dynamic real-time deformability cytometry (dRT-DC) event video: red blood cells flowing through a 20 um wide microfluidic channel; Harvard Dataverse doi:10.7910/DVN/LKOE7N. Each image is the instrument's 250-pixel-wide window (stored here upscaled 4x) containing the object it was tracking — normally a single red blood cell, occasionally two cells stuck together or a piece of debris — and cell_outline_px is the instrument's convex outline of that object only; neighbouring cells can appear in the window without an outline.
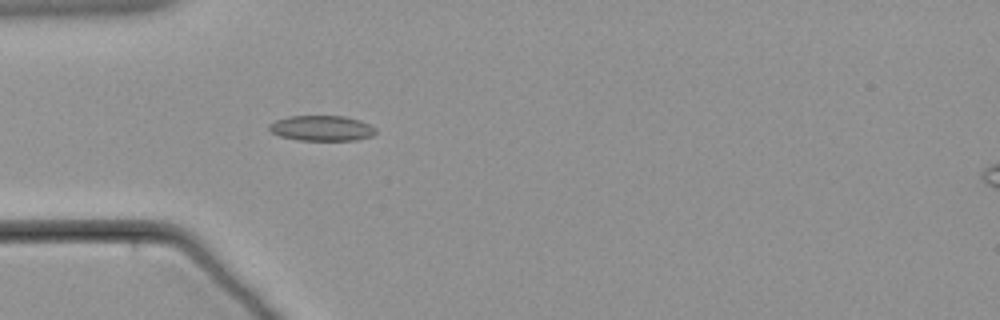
{"species": "common noctule bat (a hibernating species)", "species_latin": "Nyctalus noctula", "temperature_condition": "warm", "stored_images_in_passage": 16, "camera_frame_rate_fps": 3000, "um_per_image_px": 0.085, "animal": {"sex": "male", "body_mass_g": 21.5, "forearm_length_mm": 52.0}, "frame": {"image": 1, "passage_image": 1, "time_ms": 0.0, "image_size_px": [1000, 320], "cell_outline_px": [[376, 132], [372, 136], [356, 140], [300, 140], [280, 136], [272, 132], [268, 128], [268, 124], [276, 120], [288, 116], [344, 116], [360, 120], [376, 128]], "centroid_in_image_um": [27.35, 10.89], "position_along_channel_um": 57.7, "area_um2": 15.72}}
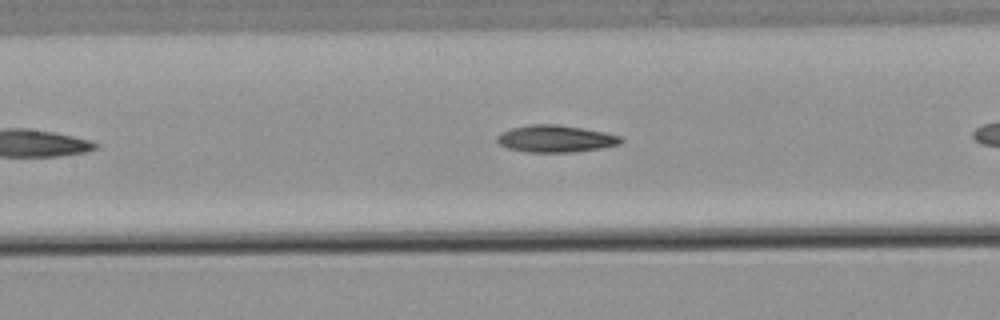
{"frame": {"image": 2, "passage_image": 7, "time_ms": 2.0, "image_size_px": [1000, 320], "cell_outline_px": [[624, 140], [620, 144], [600, 148], [572, 152], [524, 152], [508, 148], [500, 144], [496, 140], [496, 136], [500, 132], [512, 128], [528, 124], [560, 124], [584, 128], [604, 132], [620, 136]], "centroid_in_image_um": [47.2, 11.78], "position_along_channel_um": 160.2, "area_um2": 19.65}}